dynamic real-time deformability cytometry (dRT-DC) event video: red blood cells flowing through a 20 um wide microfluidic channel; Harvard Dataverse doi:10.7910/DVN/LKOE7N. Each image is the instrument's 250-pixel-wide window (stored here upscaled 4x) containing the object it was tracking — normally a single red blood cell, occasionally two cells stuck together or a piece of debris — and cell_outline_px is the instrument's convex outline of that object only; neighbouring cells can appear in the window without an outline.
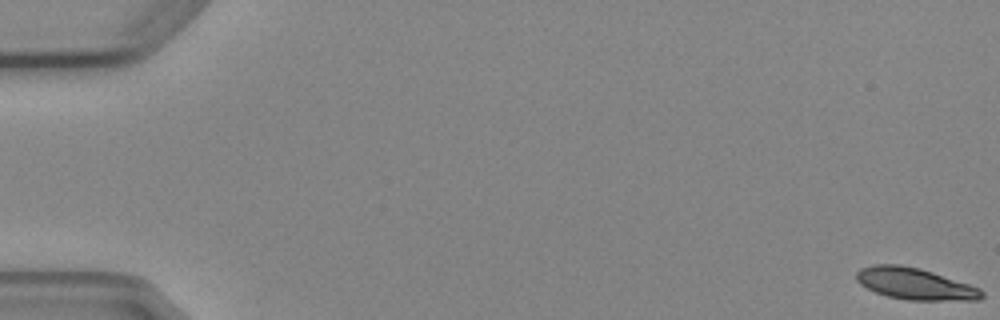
{"species": "Egyptian fruit bat (a non-hibernating species)", "species_latin": "Rousettus aegyptiacus", "temperature_condition": "cold", "stored_images_in_passage": 6, "segment_of_instrument_passage": [1, 2], "camera_frame_rate_fps": 3000, "um_per_image_px": 0.085, "animal": {"sex": "female"}, "frame": {"image": 1, "passage_image": 1, "time_ms": 0.0, "image_size_px": [1000, 320], "cell_outline_px": [[984, 296], [980, 300], [908, 300], [888, 296], [876, 292], [860, 284], [856, 280], [856, 272], [860, 268], [876, 264], [900, 264], [920, 268], [980, 288], [984, 292]], "centroid_in_image_um": [77.77, 24.12], "position_along_channel_um": 7.2, "area_um2": 23.0}}
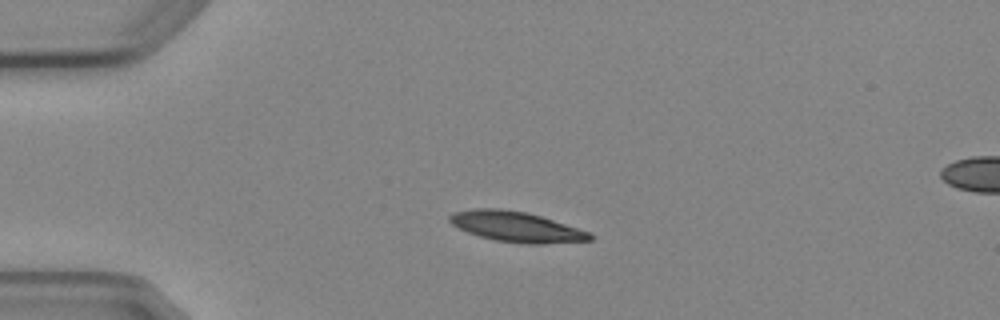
{"frame": {"image": 2, "passage_image": 4, "time_ms": 4.333, "image_size_px": [1000, 320], "cell_outline_px": [[592, 240], [540, 244], [524, 244], [496, 240], [480, 236], [468, 232], [452, 224], [448, 220], [448, 216], [452, 212], [472, 208], [500, 208], [528, 212], [588, 232], [592, 236]], "centroid_in_image_um": [43.81, 19.26], "position_along_channel_um": 41.2, "area_um2": 24.57}}